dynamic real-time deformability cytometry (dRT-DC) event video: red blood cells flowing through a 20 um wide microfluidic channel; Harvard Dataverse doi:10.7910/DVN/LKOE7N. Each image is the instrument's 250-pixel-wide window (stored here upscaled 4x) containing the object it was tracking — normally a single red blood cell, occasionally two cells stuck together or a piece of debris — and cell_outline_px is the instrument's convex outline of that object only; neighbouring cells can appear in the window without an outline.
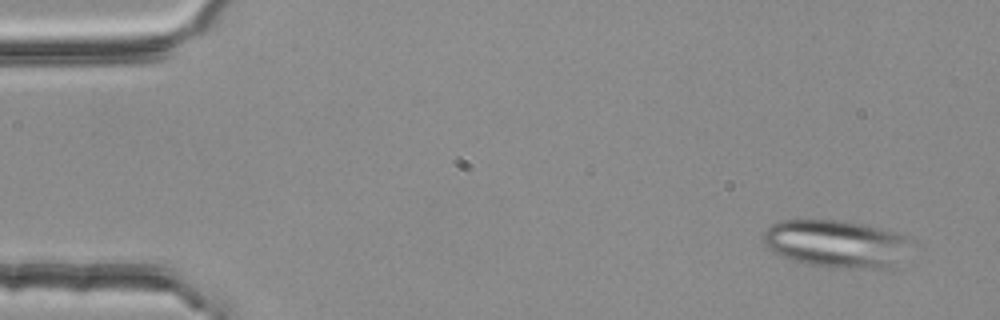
{"species": "common noctule bat (a hibernating species)", "species_latin": "Nyctalus noctula", "temperature_condition": "room temperature", "stored_images_in_passage": 5, "camera_frame_rate_fps": 3000, "um_per_image_px": 0.085, "animal": {"sex": "female", "body_mass_g": 25.1}, "frame": {"image": 1, "passage_image": 1, "time_ms": 0.0, "image_size_px": [1000, 320], "cell_outline_px": [[908, 236], [892, 264], [888, 268], [836, 268], [808, 264], [772, 252], [764, 244], [764, 232], [772, 224], [780, 220], [840, 220], [864, 224], [896, 232]], "centroid_in_image_um": [70.93, 20.69], "position_along_channel_um": 14.1, "area_um2": 39.65}}